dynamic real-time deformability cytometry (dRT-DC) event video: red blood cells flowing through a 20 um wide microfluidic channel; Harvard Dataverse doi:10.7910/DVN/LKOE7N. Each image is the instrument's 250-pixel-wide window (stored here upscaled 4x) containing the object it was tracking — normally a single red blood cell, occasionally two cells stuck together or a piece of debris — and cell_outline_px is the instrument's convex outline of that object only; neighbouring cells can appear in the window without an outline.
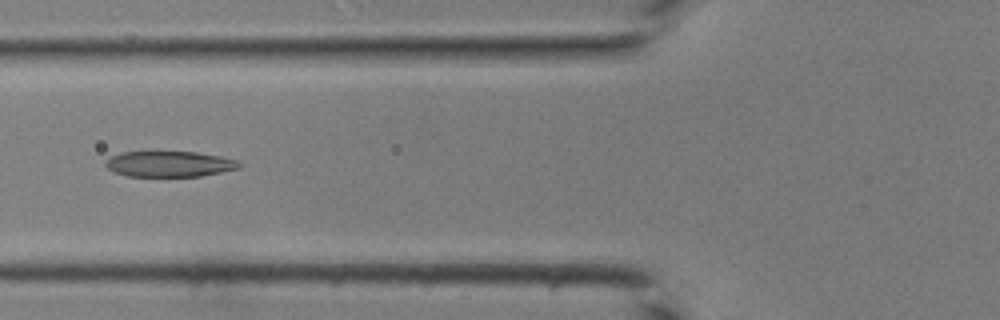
{"species": "common noctule bat (a hibernating species)", "species_latin": "Nyctalus noctula", "temperature_condition": "room temperature", "stored_images_in_passage": 41, "camera_frame_rate_fps": 3000, "um_per_image_px": 0.085, "animal": {"sex": "male", "body_mass_g": 19.0, "forearm_length_mm": 50.8}, "frame": {"image": 1, "passage_image": 16, "time_ms": 5.0, "image_size_px": [1000, 320], "cell_outline_px": [[244, 164], [240, 168], [200, 176], [124, 176], [108, 168], [104, 164], [104, 160], [120, 152], [196, 152], [220, 156], [236, 160]], "centroid_in_image_um": [14.4, 13.94], "position_along_channel_um": 111.4, "area_um2": 20.0}}
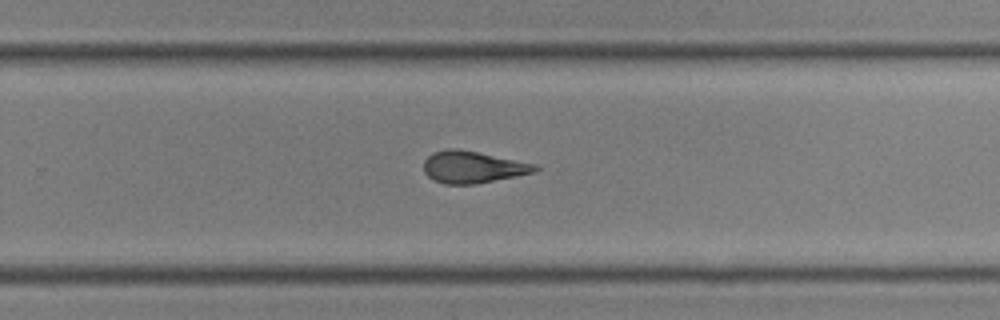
{"frame": {"image": 2, "passage_image": 27, "time_ms": 8.667, "image_size_px": [1000, 320], "cell_outline_px": [[540, 168], [536, 172], [476, 184], [444, 184], [432, 180], [424, 172], [424, 160], [432, 152], [448, 148], [456, 148], [536, 164]], "centroid_in_image_um": [40.16, 14.21], "position_along_channel_um": 289.6, "area_um2": 20.69}}
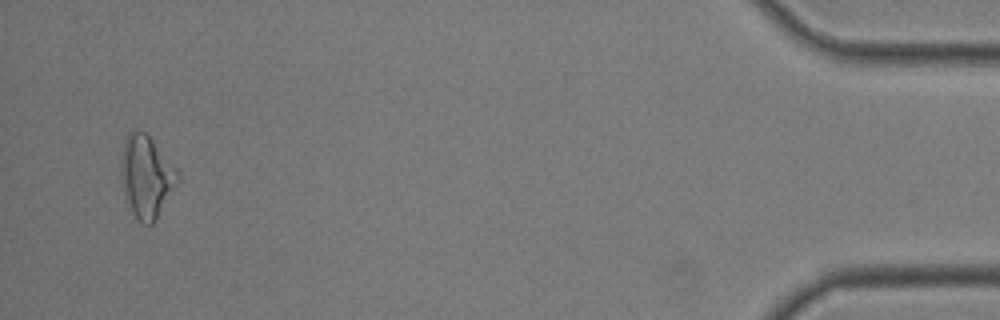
{"frame": {"image": 3, "passage_image": 40, "time_ms": 13.0, "image_size_px": [1000, 320], "cell_outline_px": [[180, 176], [176, 184], [152, 224], [144, 224], [132, 212], [124, 192], [120, 172], [120, 164], [124, 140], [128, 132], [144, 132], [152, 140]], "centroid_in_image_um": [12.39, 15.0], "position_along_channel_um": 422.8, "area_um2": 25.95}}